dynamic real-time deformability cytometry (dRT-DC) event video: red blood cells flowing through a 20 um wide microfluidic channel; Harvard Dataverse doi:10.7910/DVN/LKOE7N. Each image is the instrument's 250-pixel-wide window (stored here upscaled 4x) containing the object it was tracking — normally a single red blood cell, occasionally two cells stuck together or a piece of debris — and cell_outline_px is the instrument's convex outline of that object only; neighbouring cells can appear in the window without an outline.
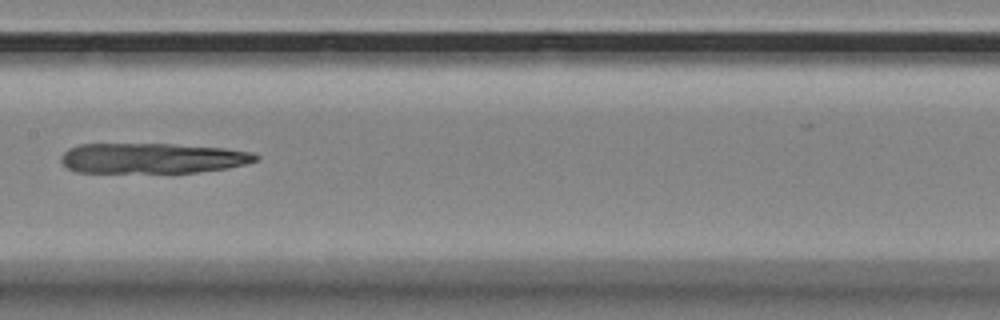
{"species": "Egyptian fruit bat (a non-hibernating species)", "species_latin": "Rousettus aegyptiacus", "temperature_condition": "room temperature", "stored_images_in_passage": 9, "camera_frame_rate_fps": 3000, "um_per_image_px": 0.085, "animal": {"sex": "female"}, "frame": {"image": 1, "passage_image": 6, "time_ms": 1.667, "image_size_px": [1000, 320], "cell_outline_px": [[260, 156], [256, 160], [244, 164], [228, 168], [196, 172], [76, 172], [68, 168], [60, 160], [60, 156], [68, 148], [80, 144], [172, 144], [224, 148], [252, 152]], "centroid_in_image_um": [12.93, 13.44], "position_along_channel_um": 194.5, "area_um2": 34.28}}
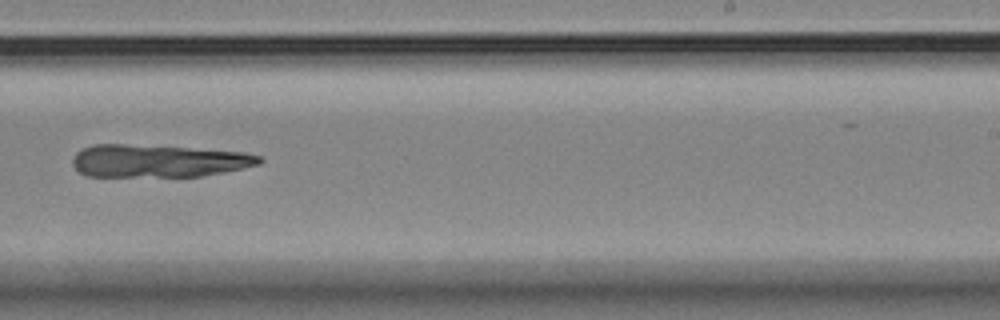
{"frame": {"image": 2, "passage_image": 8, "time_ms": 2.333, "image_size_px": [1000, 320], "cell_outline_px": [[264, 160], [260, 164], [224, 172], [200, 176], [88, 176], [80, 172], [72, 164], [72, 160], [76, 152], [92, 144], [124, 144], [188, 148], [244, 152], [260, 156]], "centroid_in_image_um": [13.44, 13.67], "position_along_channel_um": 275.6, "area_um2": 35.26}}